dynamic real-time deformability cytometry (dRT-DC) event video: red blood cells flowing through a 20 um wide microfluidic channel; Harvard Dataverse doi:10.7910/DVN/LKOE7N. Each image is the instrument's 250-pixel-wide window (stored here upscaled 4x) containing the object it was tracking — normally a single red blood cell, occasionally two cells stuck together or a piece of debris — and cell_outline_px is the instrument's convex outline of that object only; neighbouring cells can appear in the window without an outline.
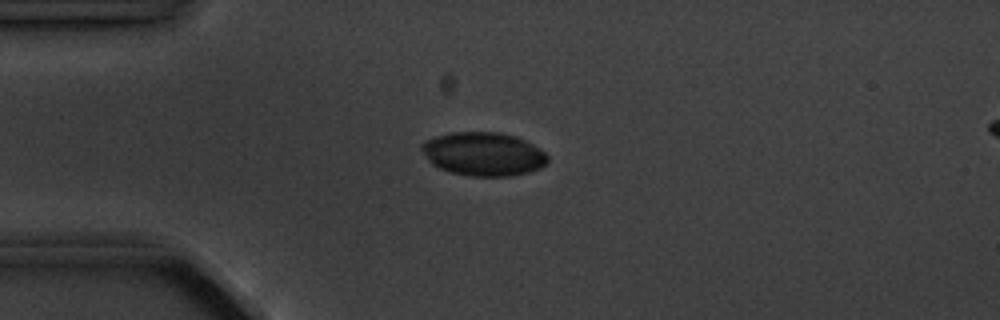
{"species": "common noctule bat (a hibernating species)", "species_latin": "Nyctalus noctula", "temperature_condition": "cold", "stored_images_in_passage": 10, "camera_frame_rate_fps": 3000, "um_per_image_px": 0.085, "animal": {"sex": "male", "body_mass_g": 20.1, "forearm_length_mm": 53.5}, "frame": {"image": 1, "passage_image": 4, "time_ms": 4.333, "image_size_px": [1000, 320], "cell_outline_px": [[548, 164], [540, 168], [528, 172], [508, 176], [472, 176], [452, 172], [440, 168], [432, 164], [428, 160], [420, 148], [420, 144], [424, 140], [436, 136], [452, 132], [500, 132], [516, 136], [532, 144], [544, 152], [548, 156]], "centroid_in_image_um": [41.08, 13.08], "position_along_channel_um": 43.9, "area_um2": 32.02}}